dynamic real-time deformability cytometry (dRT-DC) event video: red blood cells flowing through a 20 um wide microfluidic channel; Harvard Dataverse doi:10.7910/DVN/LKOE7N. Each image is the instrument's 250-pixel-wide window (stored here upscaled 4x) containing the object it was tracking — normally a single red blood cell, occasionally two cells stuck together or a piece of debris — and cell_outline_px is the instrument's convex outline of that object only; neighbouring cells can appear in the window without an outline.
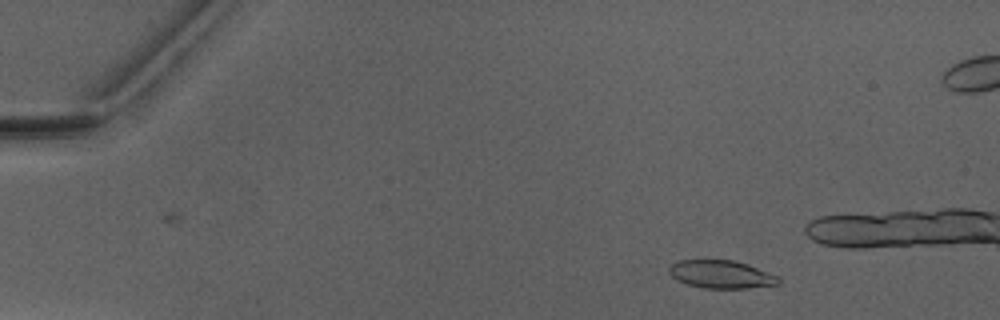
{"species": "Egyptian fruit bat (a non-hibernating species)", "species_latin": "Rousettus aegyptiacus", "temperature_condition": "warm", "stored_images_in_passage": 8, "camera_frame_rate_fps": 3000, "um_per_image_px": 0.085, "animal": {"sex": "male"}, "frame": {"image": 1, "passage_image": 3, "time_ms": 2.333, "image_size_px": [1000, 320], "cell_outline_px": [[780, 284], [748, 288], [700, 288], [676, 280], [668, 272], [668, 268], [676, 260], [732, 260], [748, 264], [780, 276]], "centroid_in_image_um": [61.31, 23.32], "position_along_channel_um": 23.7, "area_um2": 18.03}}
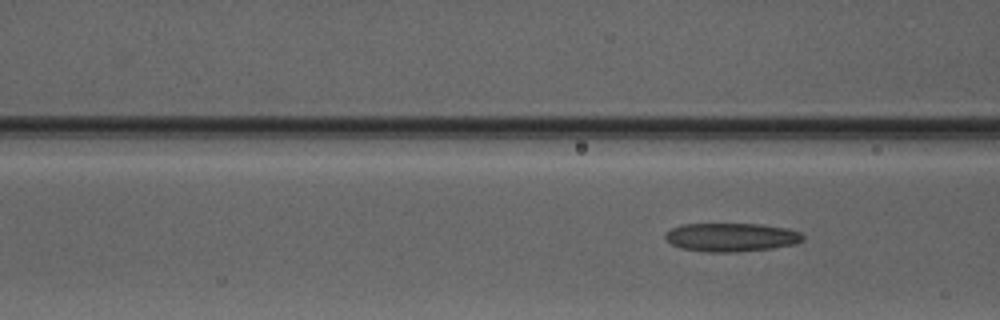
{"frame": {"image": 2, "passage_image": 8, "time_ms": 8.333, "image_size_px": [1000, 320], "cell_outline_px": [[804, 240], [796, 244], [772, 248], [736, 252], [708, 252], [680, 248], [672, 244], [664, 236], [672, 228], [680, 224], [760, 224], [788, 228], [800, 232], [804, 236]], "centroid_in_image_um": [62.2, 20.16], "position_along_channel_um": 104.4, "area_um2": 22.95}}